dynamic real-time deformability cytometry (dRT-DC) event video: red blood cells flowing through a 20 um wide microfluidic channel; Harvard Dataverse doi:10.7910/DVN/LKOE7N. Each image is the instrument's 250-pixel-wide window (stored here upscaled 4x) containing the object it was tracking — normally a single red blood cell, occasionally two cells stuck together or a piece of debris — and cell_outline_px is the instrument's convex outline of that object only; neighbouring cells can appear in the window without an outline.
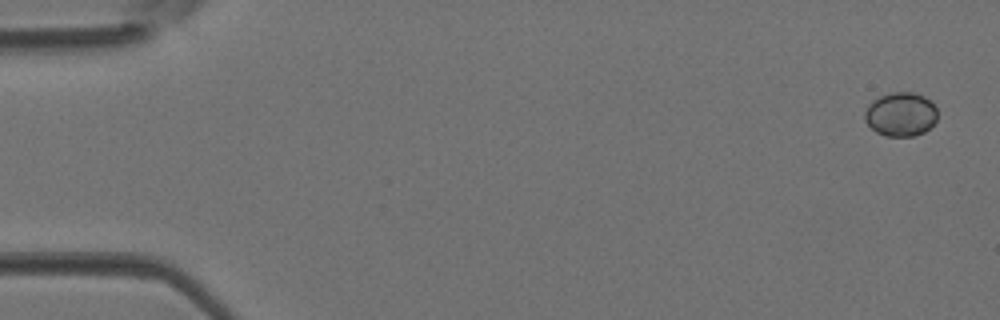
{"species": "Egyptian fruit bat (a non-hibernating species)", "species_latin": "Rousettus aegyptiacus", "temperature_condition": "room temperature", "stored_images_in_passage": 4, "camera_frame_rate_fps": 3000, "um_per_image_px": 0.085, "animal": {"sex": "female"}, "frame": {"image": 1, "passage_image": 1, "time_ms": 0.0, "image_size_px": [1000, 320], "cell_outline_px": [[936, 120], [924, 132], [912, 136], [884, 136], [876, 132], [864, 120], [864, 112], [868, 104], [872, 100], [880, 96], [892, 92], [912, 92], [924, 96], [932, 100], [936, 108]], "centroid_in_image_um": [76.54, 9.7], "position_along_channel_um": 8.5, "area_um2": 18.73}}